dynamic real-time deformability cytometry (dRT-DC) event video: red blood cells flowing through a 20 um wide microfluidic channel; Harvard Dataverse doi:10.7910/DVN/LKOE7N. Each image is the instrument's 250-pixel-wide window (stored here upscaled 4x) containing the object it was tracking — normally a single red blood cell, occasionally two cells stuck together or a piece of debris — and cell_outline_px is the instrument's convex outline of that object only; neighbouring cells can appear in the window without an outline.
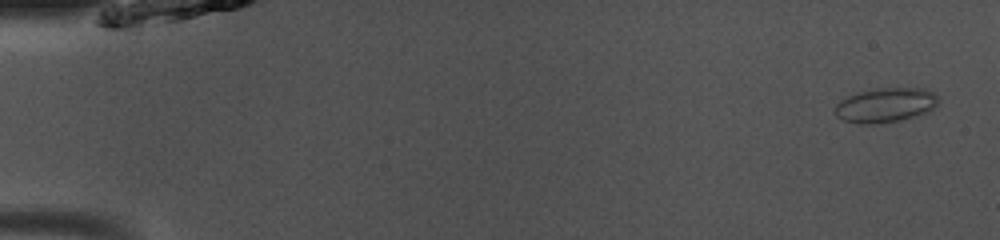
{"species": "common noctule bat (a hibernating species)", "species_latin": "Nyctalus noctula", "temperature_condition": "room temperature", "stored_images_in_passage": 49, "camera_frame_rate_fps": 3000, "um_per_image_px": 0.085, "animal": {"sex": "male", "body_mass_g": 13.0, "forearm_length_mm": 53.1}, "frame": {"image": 1, "passage_image": 2, "time_ms": 0.333, "image_size_px": [1000, 240], "cell_outline_px": [[940, 100], [928, 112], [900, 120], [868, 124], [860, 124], [844, 120], [836, 116], [836, 104], [840, 100], [848, 96], [860, 92], [876, 88], [924, 88], [932, 92]], "centroid_in_image_um": [75.27, 8.92], "position_along_channel_um": 9.7, "area_um2": 20.52}}
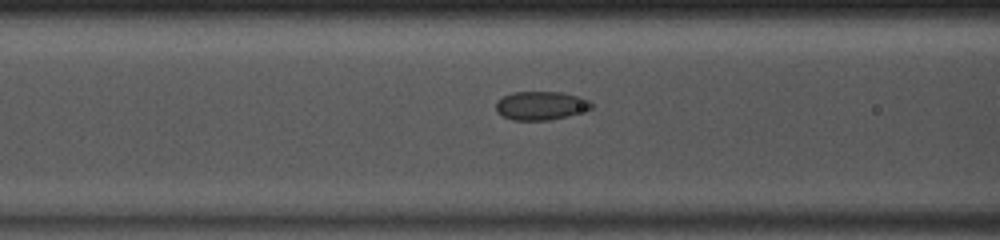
{"frame": {"image": 2, "passage_image": 20, "time_ms": 6.333, "image_size_px": [1000, 240], "cell_outline_px": [[592, 108], [568, 116], [548, 120], [512, 120], [496, 112], [496, 100], [512, 92], [560, 92], [580, 96], [588, 100], [592, 104]], "centroid_in_image_um": [45.95, 8.97], "position_along_channel_um": 120.6, "area_um2": 15.9}}
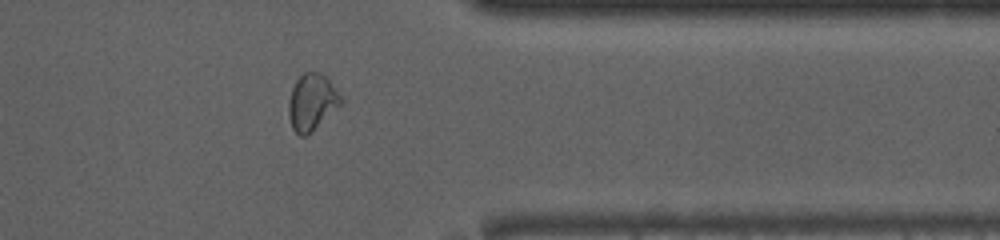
{"frame": {"image": 3, "passage_image": 40, "time_ms": 13.0, "image_size_px": [1000, 240], "cell_outline_px": [[344, 100], [308, 136], [300, 136], [292, 128], [288, 116], [288, 100], [292, 88], [296, 80], [304, 72], [320, 72], [328, 80]], "centroid_in_image_um": [26.47, 8.7], "position_along_channel_um": 384.9, "area_um2": 17.05}, "authors_computed_cell_mechanics": {"area_um2": 16.8198, "velocity_mm_per_s": 4.0706, "shape_relaxation_time_tau1_ms": null, "shape_relaxation_time_tau2_ms": 0.819, "deformation_change_tau1": null, "deformation_change_tau2": 0.0428}}